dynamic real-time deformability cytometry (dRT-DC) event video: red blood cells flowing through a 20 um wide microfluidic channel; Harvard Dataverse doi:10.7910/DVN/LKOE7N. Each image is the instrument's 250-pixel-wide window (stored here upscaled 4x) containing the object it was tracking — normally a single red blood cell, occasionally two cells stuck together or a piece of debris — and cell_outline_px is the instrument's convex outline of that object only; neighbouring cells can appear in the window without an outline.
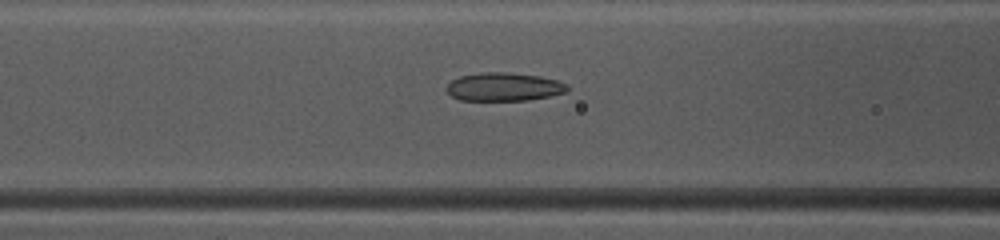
{"species": "common noctule bat (a hibernating species)", "species_latin": "Nyctalus noctula", "temperature_condition": "warm", "stored_images_in_passage": 48, "camera_frame_rate_fps": 3000, "um_per_image_px": 0.085, "animal": {"sex": "female", "body_mass_g": 10.0, "forearm_length_mm": 53.1}, "frame": {"image": 1, "passage_image": 20, "time_ms": 6.333, "image_size_px": [1000, 240], "cell_outline_px": [[568, 88], [564, 92], [548, 96], [528, 100], [460, 100], [452, 96], [444, 88], [452, 80], [460, 76], [480, 72], [504, 72], [540, 76], [556, 80], [568, 84]], "centroid_in_image_um": [42.79, 7.37], "position_along_channel_um": 123.8, "area_um2": 19.83}}
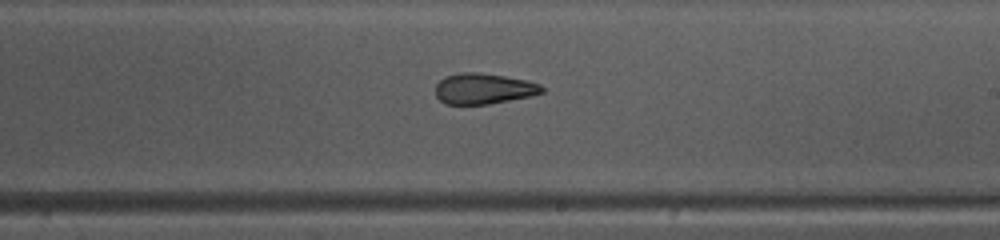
{"frame": {"image": 2, "passage_image": 29, "time_ms": 9.333, "image_size_px": [1000, 240], "cell_outline_px": [[544, 92], [532, 96], [488, 104], [444, 104], [436, 96], [436, 84], [444, 76], [460, 72], [476, 72], [504, 76], [528, 80], [540, 84], [544, 88]], "centroid_in_image_um": [41.11, 7.53], "position_along_channel_um": 247.9, "area_um2": 19.19}}
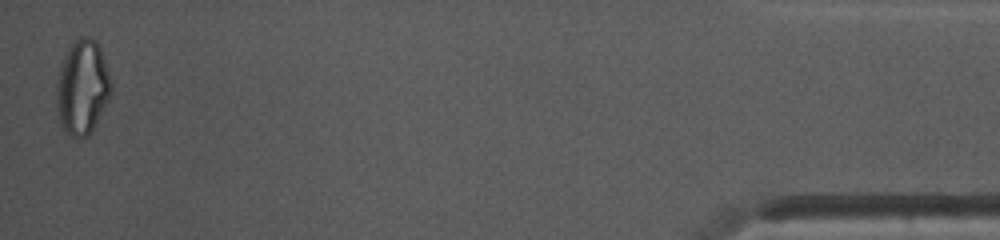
{"frame": {"image": 3, "passage_image": 48, "time_ms": 15.667, "image_size_px": [1000, 240], "cell_outline_px": [[112, 92], [108, 100], [88, 136], [76, 140], [68, 136], [64, 132], [60, 124], [56, 108], [56, 88], [60, 68], [64, 56], [72, 40], [80, 36], [88, 36], [96, 40], [100, 48], [112, 84]], "centroid_in_image_um": [6.97, 7.44], "position_along_channel_um": 428.2, "area_um2": 30.4}, "authors_computed_cell_mechanics": {"area_um2": 21.1548, "velocity_mm_per_s": 4.1224, "shape_relaxation_time_tau1_ms": 8.8904, "shape_relaxation_time_tau2_ms": 2.3953, "deformation_change_tau1": 0.2162, "deformation_change_tau2": 0.1058}}